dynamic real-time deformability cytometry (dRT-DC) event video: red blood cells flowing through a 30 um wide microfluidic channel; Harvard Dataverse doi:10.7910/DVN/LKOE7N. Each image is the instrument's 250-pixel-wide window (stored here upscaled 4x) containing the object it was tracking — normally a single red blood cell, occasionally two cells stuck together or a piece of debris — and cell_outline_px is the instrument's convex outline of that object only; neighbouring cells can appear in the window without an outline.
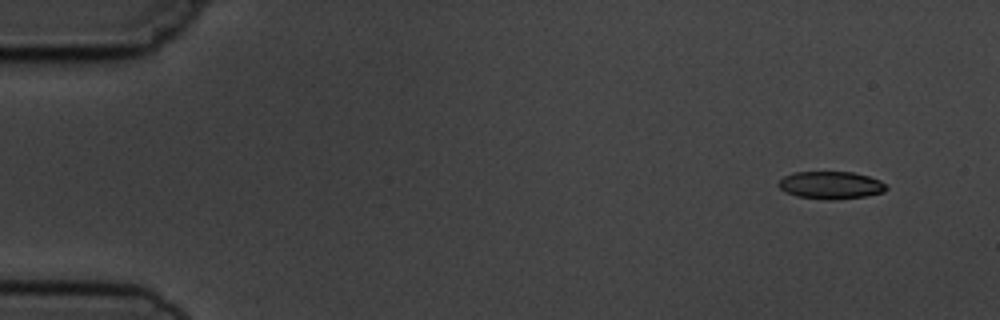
{"species": "common noctule bat (a hibernating species)", "species_latin": "Nyctalus noctula", "temperature_condition": "cold", "stored_images_in_passage": 9, "camera_frame_rate_fps": 3000, "um_per_image_px": 0.085, "animal": {"sex": "male", "body_mass_g": 19.5, "forearm_length_mm": 54.6}, "frame": {"image": 1, "passage_image": 1, "time_ms": 0.0, "image_size_px": [1000, 320], "cell_outline_px": [[888, 188], [884, 192], [864, 196], [836, 200], [824, 200], [796, 196], [784, 192], [776, 184], [784, 176], [796, 172], [852, 172], [868, 176], [880, 180]], "centroid_in_image_um": [70.59, 15.75], "position_along_channel_um": 14.4, "area_um2": 17.4}}
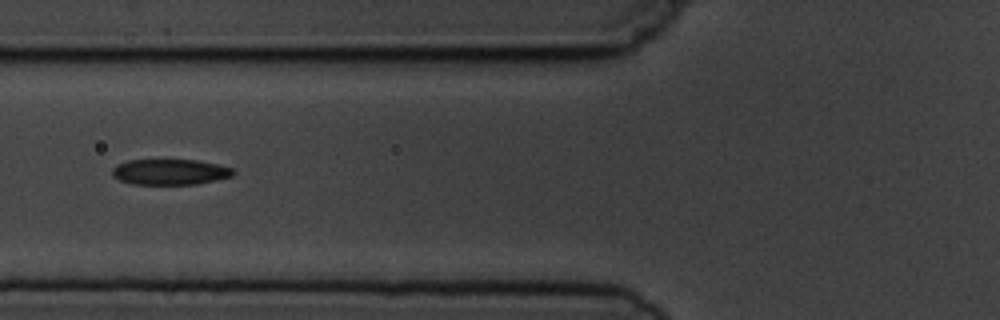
{"frame": {"image": 2, "passage_image": 6, "time_ms": 5.667, "image_size_px": [1000, 320], "cell_outline_px": [[236, 172], [232, 176], [216, 180], [196, 184], [132, 184], [120, 180], [112, 176], [112, 168], [116, 164], [128, 160], [196, 160], [216, 164], [232, 168]], "centroid_in_image_um": [14.43, 14.61], "position_along_channel_um": 111.4, "area_um2": 18.09}}
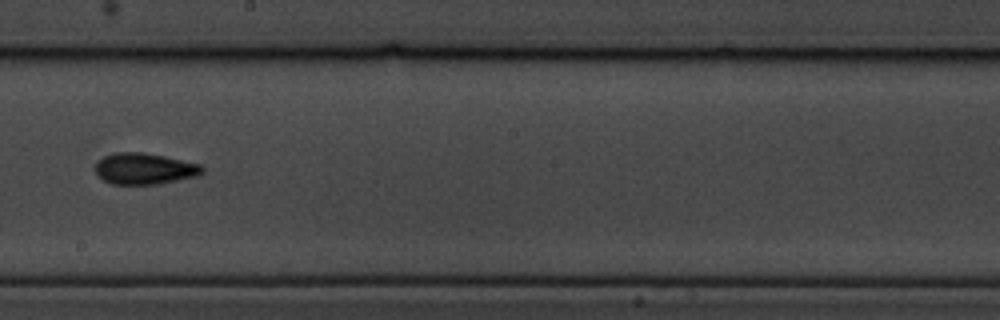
{"frame": {"image": 3, "passage_image": 9, "time_ms": 9.0, "image_size_px": [1000, 320], "cell_outline_px": [[204, 172], [200, 176], [156, 184], [112, 184], [104, 180], [96, 172], [96, 164], [104, 156], [116, 152], [140, 152], [164, 156], [200, 164], [204, 168]], "centroid_in_image_um": [12.32, 14.34], "position_along_channel_um": 235.9, "area_um2": 19.36}}